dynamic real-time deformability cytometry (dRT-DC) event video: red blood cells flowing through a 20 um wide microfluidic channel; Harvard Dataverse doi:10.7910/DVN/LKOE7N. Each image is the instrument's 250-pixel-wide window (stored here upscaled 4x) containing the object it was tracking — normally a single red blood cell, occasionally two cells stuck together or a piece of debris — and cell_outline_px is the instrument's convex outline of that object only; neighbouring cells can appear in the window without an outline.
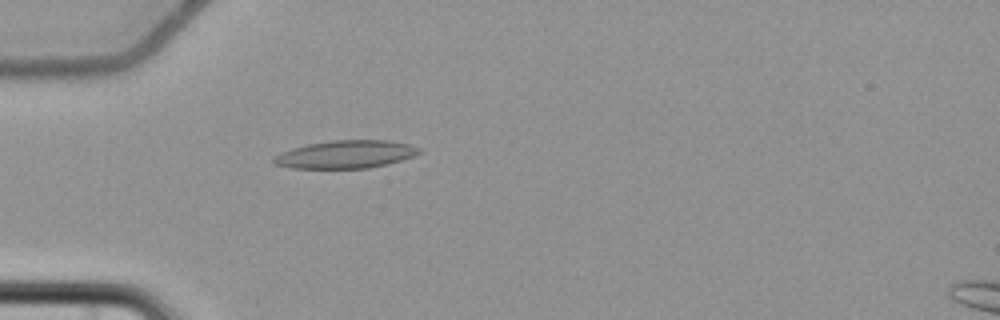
{"species": "common noctule bat (a hibernating species)", "species_latin": "Nyctalus noctula", "temperature_condition": "cold", "stored_images_in_passage": 5, "camera_frame_rate_fps": 3000, "um_per_image_px": 0.085, "animal": {"sex": "female", "body_mass_g": 22.7, "forearm_length_mm": 54.2}, "frame": {"image": 1, "passage_image": 5, "time_ms": 5.667, "image_size_px": [1000, 320], "cell_outline_px": [[424, 152], [388, 164], [368, 168], [292, 168], [276, 164], [272, 160], [280, 152], [292, 148], [308, 144], [332, 140], [388, 140], [412, 144], [420, 148]], "centroid_in_image_um": [29.44, 13.11], "position_along_channel_um": 55.6, "area_um2": 23.64}}